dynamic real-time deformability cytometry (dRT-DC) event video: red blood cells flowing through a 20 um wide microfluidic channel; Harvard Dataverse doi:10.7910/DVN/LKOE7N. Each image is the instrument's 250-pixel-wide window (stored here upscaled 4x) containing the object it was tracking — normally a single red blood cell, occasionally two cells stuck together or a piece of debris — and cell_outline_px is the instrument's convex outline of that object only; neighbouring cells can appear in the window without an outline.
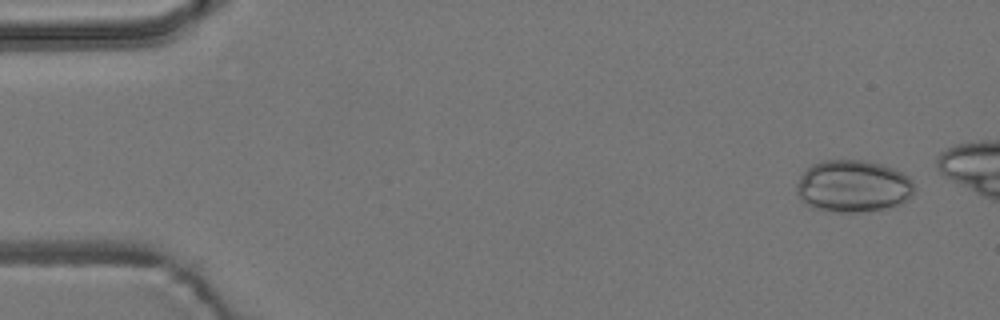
{"species": "common noctule bat (a hibernating species)", "species_latin": "Nyctalus noctula", "temperature_condition": "room temperature", "stored_images_in_passage": 4, "camera_frame_rate_fps": 3000, "um_per_image_px": 0.085, "animal": {"sex": "male", "body_mass_g": 19.2, "forearm_length_mm": 51.8}, "frame": {"image": 1, "passage_image": 1, "time_ms": 0.0, "image_size_px": [1000, 320], "cell_outline_px": [[912, 196], [908, 200], [896, 208], [860, 212], [828, 212], [812, 208], [800, 200], [796, 192], [796, 184], [800, 176], [812, 164], [824, 160], [860, 160], [884, 164], [908, 176], [912, 180]], "centroid_in_image_um": [72.51, 15.86], "position_along_channel_um": 12.5, "area_um2": 36.36}}